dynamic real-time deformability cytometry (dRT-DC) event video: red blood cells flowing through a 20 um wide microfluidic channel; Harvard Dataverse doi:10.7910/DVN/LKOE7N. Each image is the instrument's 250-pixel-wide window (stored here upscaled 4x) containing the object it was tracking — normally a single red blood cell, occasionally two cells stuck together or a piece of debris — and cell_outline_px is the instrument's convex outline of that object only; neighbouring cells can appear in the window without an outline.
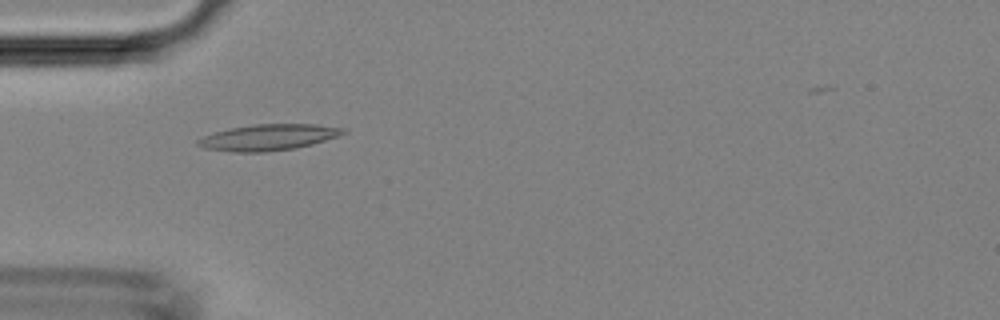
{"species": "Egyptian fruit bat (a non-hibernating species)", "species_latin": "Rousettus aegyptiacus", "temperature_condition": "room temperature", "stored_images_in_passage": 6, "camera_frame_rate_fps": 3000, "um_per_image_px": 0.085, "animal": {"sex": "female"}, "frame": {"image": 1, "passage_image": 1, "time_ms": 0.0, "image_size_px": [1000, 320], "cell_outline_px": [[348, 132], [340, 136], [312, 144], [296, 148], [264, 152], [232, 152], [204, 148], [196, 144], [196, 140], [204, 136], [228, 128], [252, 124], [316, 124], [348, 128]], "centroid_in_image_um": [22.86, 11.67], "position_along_channel_um": 62.1, "area_um2": 22.37}}